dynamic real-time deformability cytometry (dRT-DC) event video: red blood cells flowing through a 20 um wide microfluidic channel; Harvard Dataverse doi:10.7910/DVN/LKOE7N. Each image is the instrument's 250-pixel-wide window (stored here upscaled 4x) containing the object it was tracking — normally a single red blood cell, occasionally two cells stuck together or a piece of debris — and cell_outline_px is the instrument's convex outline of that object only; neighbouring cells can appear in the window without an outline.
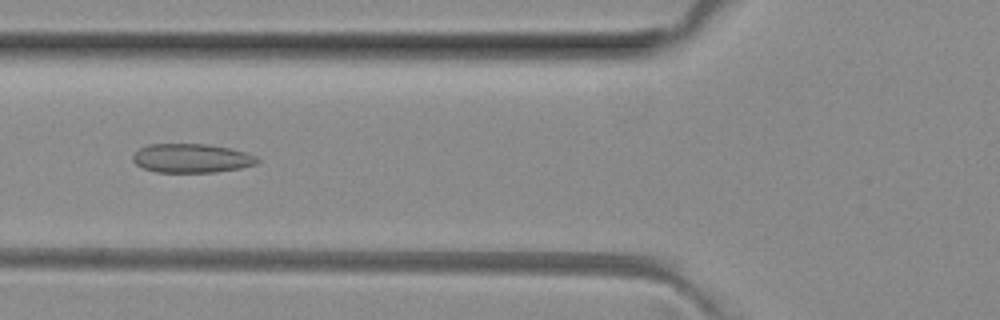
{"species": "common noctule bat (a hibernating species)", "species_latin": "Nyctalus noctula", "temperature_condition": "room temperature", "stored_images_in_passage": 9, "camera_frame_rate_fps": 3000, "um_per_image_px": 0.085, "animal": {"sex": "female", "body_mass_g": 29.2, "forearm_length_mm": 56.3}, "frame": {"image": 1, "passage_image": 6, "time_ms": 1.667, "image_size_px": [1000, 320], "cell_outline_px": [[260, 160], [256, 164], [240, 168], [216, 172], [156, 172], [144, 168], [136, 164], [132, 160], [132, 156], [140, 148], [148, 144], [208, 144], [232, 148], [256, 156]], "centroid_in_image_um": [16.29, 13.44], "position_along_channel_um": 109.5, "area_um2": 21.04}}